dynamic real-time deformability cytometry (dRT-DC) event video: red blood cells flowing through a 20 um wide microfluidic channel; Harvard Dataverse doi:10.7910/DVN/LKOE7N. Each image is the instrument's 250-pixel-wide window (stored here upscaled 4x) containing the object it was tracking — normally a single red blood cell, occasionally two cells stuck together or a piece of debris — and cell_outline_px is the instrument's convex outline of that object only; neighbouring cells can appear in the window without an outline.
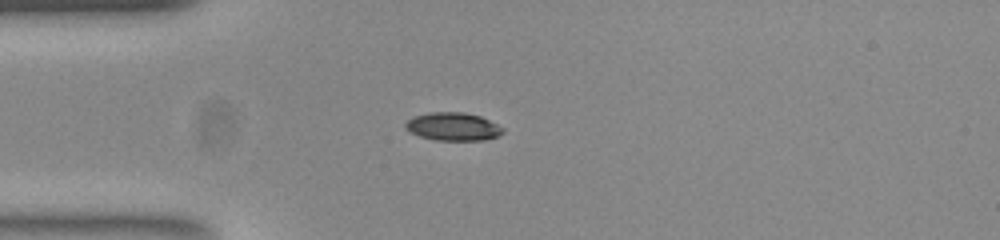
{"species": "common noctule bat (a hibernating species)", "species_latin": "Nyctalus noctula", "temperature_condition": "room temperature", "stored_images_in_passage": 40, "camera_frame_rate_fps": 3000, "um_per_image_px": 0.085, "animal": {"sex": "female", "body_mass_g": 23.0, "forearm_length_mm": 53.4}, "frame": {"image": 1, "passage_image": 1, "time_ms": 0.0, "image_size_px": [1000, 240], "cell_outline_px": [[504, 132], [500, 136], [484, 140], [436, 140], [420, 136], [404, 128], [404, 124], [408, 120], [416, 116], [432, 112], [464, 112], [480, 116], [504, 128]], "centroid_in_image_um": [38.54, 10.76], "position_along_channel_um": 46.5, "area_um2": 15.84}}
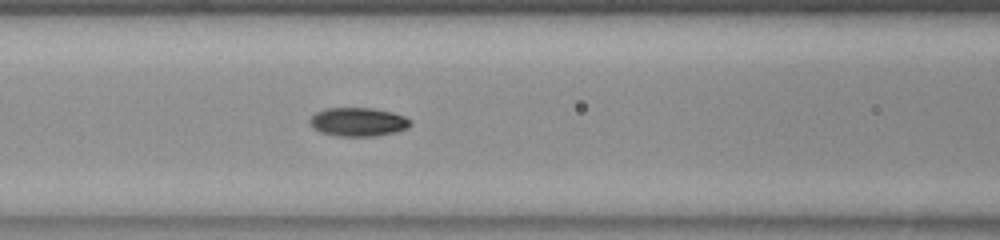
{"frame": {"image": 2, "passage_image": 9, "time_ms": 2.667, "image_size_px": [1000, 240], "cell_outline_px": [[412, 124], [408, 128], [396, 132], [376, 136], [336, 136], [320, 132], [312, 128], [308, 120], [316, 112], [324, 108], [372, 108], [392, 112], [404, 116], [412, 120]], "centroid_in_image_um": [30.44, 10.37], "position_along_channel_um": 136.2, "area_um2": 17.05}}
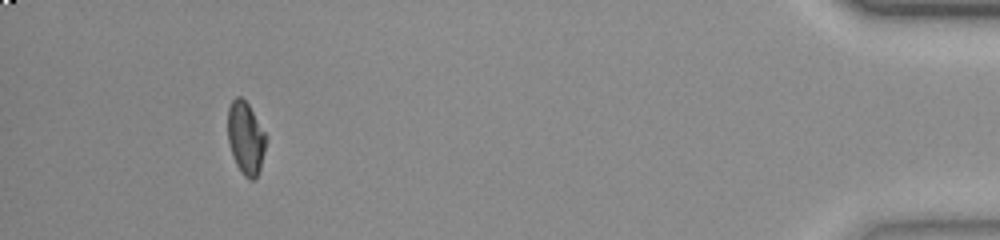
{"frame": {"image": 3, "passage_image": 36, "time_ms": 11.667, "image_size_px": [1000, 240], "cell_outline_px": [[268, 136], [260, 168], [256, 176], [252, 180], [248, 180], [240, 172], [232, 156], [228, 140], [228, 108], [232, 100], [236, 96], [240, 96], [248, 104]], "centroid_in_image_um": [20.89, 11.73], "position_along_channel_um": 414.3, "area_um2": 16.3}, "authors_computed_cell_mechanics": {"area_um2": 16.4152, "velocity_mm_per_s": 3.8796, "shape_relaxation_time_tau1_ms": 5.6837, "shape_relaxation_time_tau2_ms": 1.789, "deformation_change_tau1": 0.1695, "deformation_change_tau2": 0.0517}}